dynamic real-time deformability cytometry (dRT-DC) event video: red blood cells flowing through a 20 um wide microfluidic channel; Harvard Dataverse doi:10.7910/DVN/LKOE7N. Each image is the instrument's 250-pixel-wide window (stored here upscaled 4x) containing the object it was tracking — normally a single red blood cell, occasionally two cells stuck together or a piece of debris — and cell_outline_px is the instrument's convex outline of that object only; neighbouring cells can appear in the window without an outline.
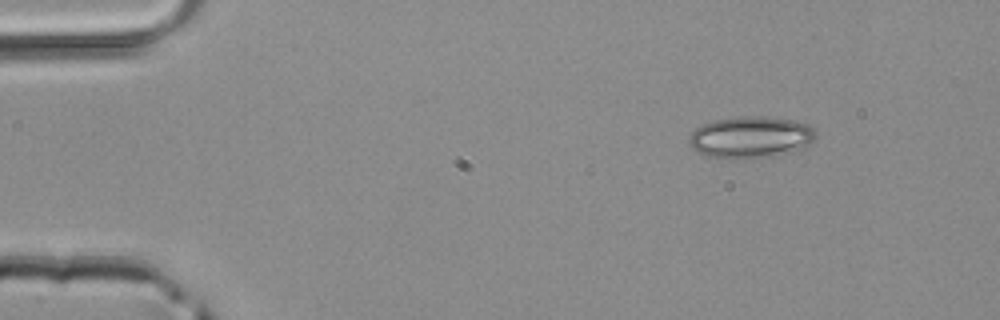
{"species": "common noctule bat (a hibernating species)", "species_latin": "Nyctalus noctula", "temperature_condition": "room temperature", "stored_images_in_passage": 5, "camera_frame_rate_fps": 3000, "um_per_image_px": 0.085, "animal": {"sex": "male", "body_mass_g": 20.4}, "frame": {"image": 1, "passage_image": 5, "time_ms": 1.333, "image_size_px": [1000, 320], "cell_outline_px": [[816, 136], [804, 148], [768, 156], [744, 160], [732, 160], [708, 156], [692, 148], [688, 144], [688, 136], [696, 128], [704, 124], [716, 120], [744, 116], [760, 116], [792, 120], [808, 124], [816, 132]], "centroid_in_image_um": [63.77, 11.68], "position_along_channel_um": 21.2, "area_um2": 30.75}}